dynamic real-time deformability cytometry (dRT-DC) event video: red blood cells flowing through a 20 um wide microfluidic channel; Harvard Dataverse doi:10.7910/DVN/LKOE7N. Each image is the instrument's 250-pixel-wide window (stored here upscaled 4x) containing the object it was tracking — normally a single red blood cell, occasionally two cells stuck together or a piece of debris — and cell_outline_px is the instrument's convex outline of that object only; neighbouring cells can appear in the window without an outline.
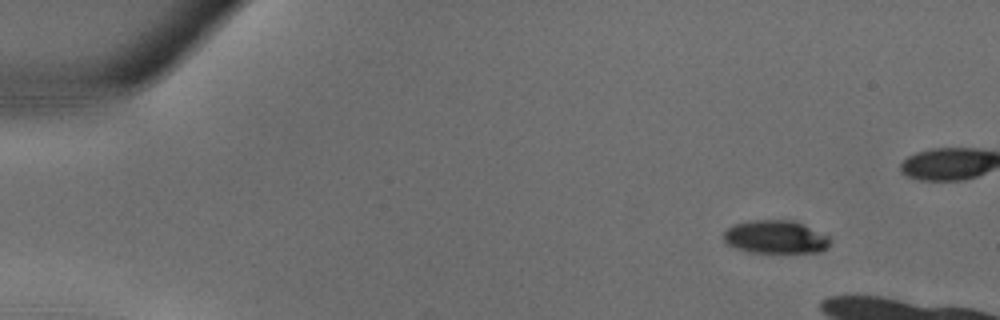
{"species": "common noctule bat (a hibernating species)", "species_latin": "Nyctalus noctula", "temperature_condition": "warm", "stored_images_in_passage": 8, "camera_frame_rate_fps": 3000, "um_per_image_px": 0.085, "animal": {"sex": "male", "body_mass_g": 18.8}, "frame": {"image": 1, "passage_image": 1, "time_ms": 0.0, "image_size_px": [1000, 320], "cell_outline_px": [[832, 240], [820, 252], [748, 252], [736, 248], [728, 244], [724, 240], [724, 232], [732, 224], [752, 220], [796, 220], [828, 236]], "centroid_in_image_um": [65.91, 20.13], "position_along_channel_um": 19.1, "area_um2": 20.52}}